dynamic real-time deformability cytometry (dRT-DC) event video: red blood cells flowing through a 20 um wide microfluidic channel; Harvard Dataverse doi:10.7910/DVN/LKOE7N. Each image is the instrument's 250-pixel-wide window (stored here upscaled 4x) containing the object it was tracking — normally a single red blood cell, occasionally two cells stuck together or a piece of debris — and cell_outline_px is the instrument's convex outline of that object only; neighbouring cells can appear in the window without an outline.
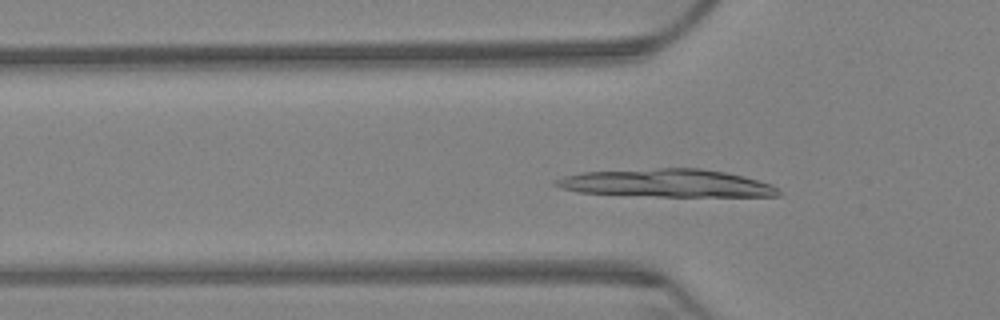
{"species": "Egyptian fruit bat (a non-hibernating species)", "species_latin": "Rousettus aegyptiacus", "temperature_condition": "warm", "stored_images_in_passage": 44, "camera_frame_rate_fps": 3000, "um_per_image_px": 0.085, "animal": {"sex": "female"}, "frame": {"image": 1, "passage_image": 2, "time_ms": 0.333, "image_size_px": [1000, 320], "cell_outline_px": [[784, 192], [780, 196], [656, 196], [580, 192], [560, 188], [552, 184], [552, 180], [564, 176], [580, 172], [656, 168], [700, 168], [724, 172], [744, 176], [772, 184]], "centroid_in_image_um": [56.68, 15.56], "position_along_channel_um": 69.1, "area_um2": 36.3}}
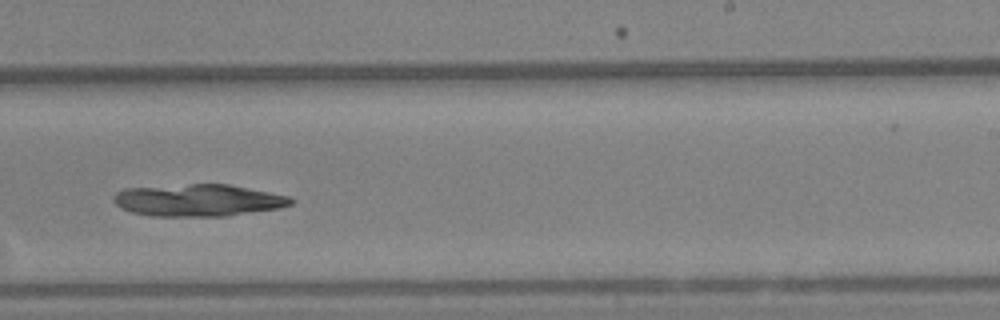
{"frame": {"image": 2, "passage_image": 21, "time_ms": 6.667, "image_size_px": [1000, 320], "cell_outline_px": [[292, 204], [280, 208], [224, 216], [152, 216], [132, 212], [120, 208], [112, 200], [112, 196], [116, 192], [124, 188], [192, 184], [228, 184], [288, 196], [292, 200]], "centroid_in_image_um": [16.78, 17.02], "position_along_channel_um": 272.2, "area_um2": 33.0}}
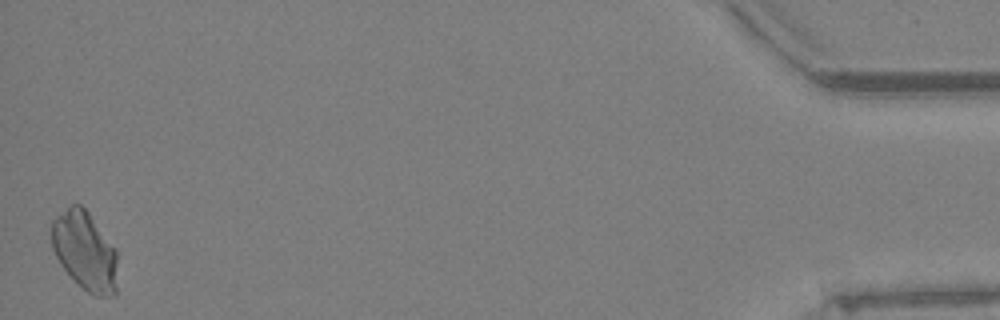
{"frame": {"image": 3, "passage_image": 44, "time_ms": 14.333, "image_size_px": [1000, 320], "cell_outline_px": [[116, 296], [92, 296], [60, 264], [52, 248], [52, 220], [68, 204], [80, 204], [88, 212], [116, 248]], "centroid_in_image_um": [7.22, 21.31], "position_along_channel_um": 428.0, "area_um2": 30.11}}